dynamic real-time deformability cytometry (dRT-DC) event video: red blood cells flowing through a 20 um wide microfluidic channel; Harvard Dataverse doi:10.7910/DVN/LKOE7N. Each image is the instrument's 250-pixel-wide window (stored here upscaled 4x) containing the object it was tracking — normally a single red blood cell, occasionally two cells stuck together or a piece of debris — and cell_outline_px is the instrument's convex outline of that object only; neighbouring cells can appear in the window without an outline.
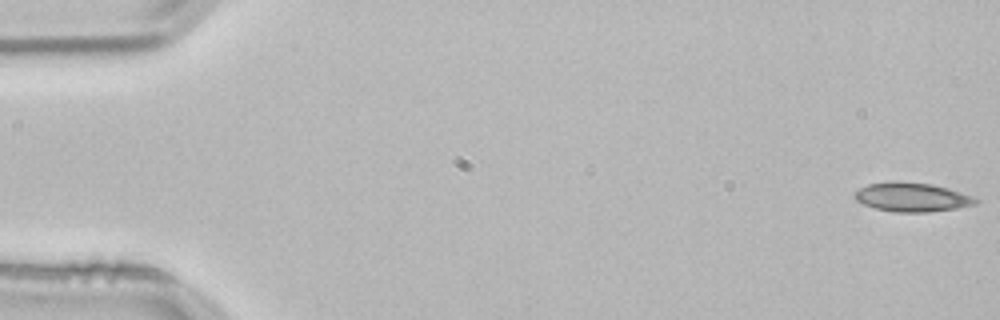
{"species": "common noctule bat (a hibernating species)", "species_latin": "Nyctalus noctula", "temperature_condition": "room temperature", "stored_images_in_passage": 54, "segment_of_instrument_passage": [1, 2], "camera_frame_rate_fps": 3000, "um_per_image_px": 0.085, "animal": {"sex": "male", "body_mass_g": 21.5, "forearm_length_mm": 52.0}, "frame": {"image": 1, "passage_image": 1, "time_ms": 0.0, "image_size_px": [1000, 320], "cell_outline_px": [[980, 200], [976, 204], [956, 208], [928, 212], [896, 212], [876, 208], [864, 204], [856, 200], [852, 196], [852, 192], [868, 184], [932, 184], [948, 188], [972, 196]], "centroid_in_image_um": [77.54, 16.8], "position_along_channel_um": 7.5, "area_um2": 19.65}}
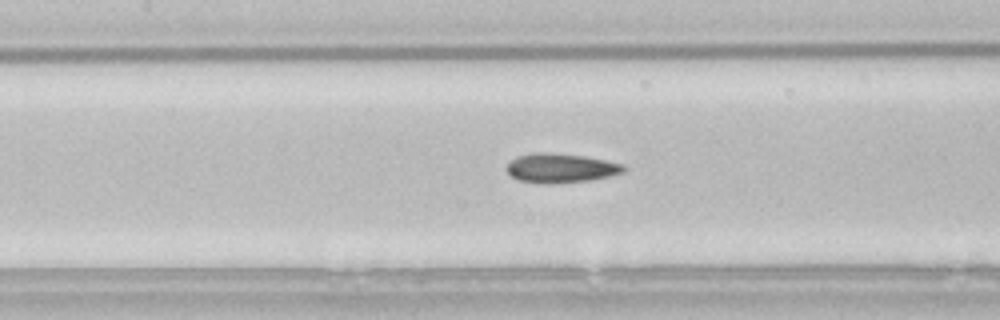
{"frame": {"image": 2, "passage_image": 24, "time_ms": 7.667, "image_size_px": [1000, 320], "cell_outline_px": [[628, 168], [624, 172], [592, 180], [520, 180], [512, 176], [504, 168], [516, 156], [536, 152], [552, 152], [584, 156], [624, 164]], "centroid_in_image_um": [47.71, 14.21], "position_along_channel_um": 159.7, "area_um2": 18.96}}
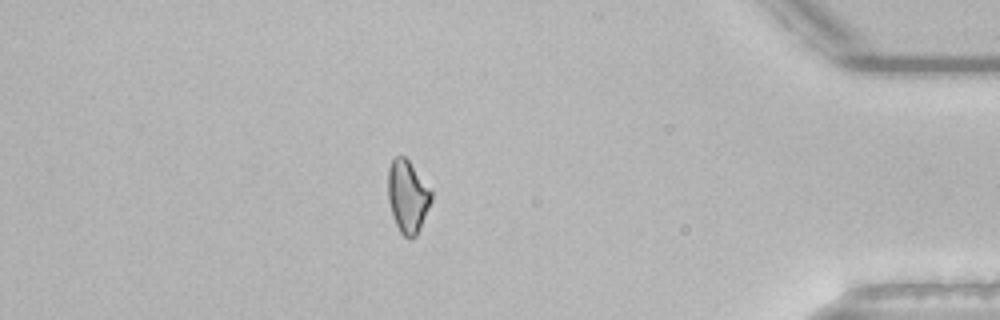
{"frame": {"image": 3, "passage_image": 46, "time_ms": 15.0, "image_size_px": [1000, 320], "cell_outline_px": [[432, 200], [420, 228], [416, 236], [404, 236], [400, 232], [396, 224], [388, 200], [388, 168], [392, 160], [396, 156], [404, 156], [408, 160], [432, 188]], "centroid_in_image_um": [34.66, 16.66], "position_along_channel_um": 400.5, "area_um2": 18.26}}